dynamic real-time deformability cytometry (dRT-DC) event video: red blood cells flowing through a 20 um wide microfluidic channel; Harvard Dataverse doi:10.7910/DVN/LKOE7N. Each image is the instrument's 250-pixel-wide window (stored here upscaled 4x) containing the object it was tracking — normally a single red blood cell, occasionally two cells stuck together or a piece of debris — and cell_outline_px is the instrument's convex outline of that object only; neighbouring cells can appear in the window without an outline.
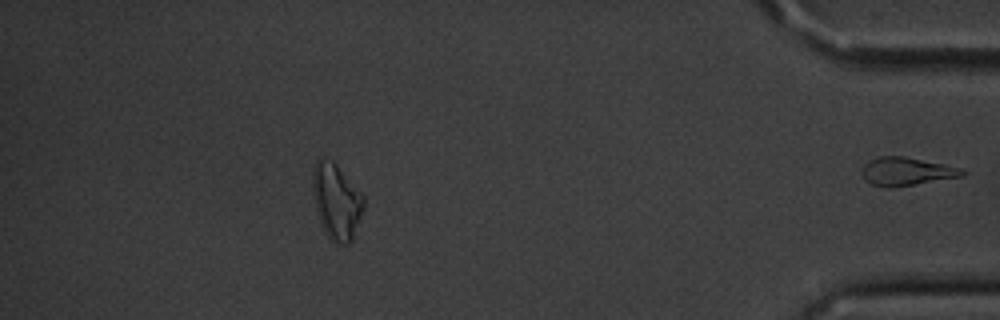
{"species": "common noctule bat (a hibernating species)", "species_latin": "Nyctalus noctula", "temperature_condition": "cold", "stored_images_in_passage": 50, "segment_of_instrument_passage": [2, 2], "camera_frame_rate_fps": 3000, "um_per_image_px": 0.085, "animal": {"sex": "male", "body_mass_g": 20.1, "forearm_length_mm": 53.5}, "frame": {"image": 1, "passage_image": 50, "time_ms": 16.333, "image_size_px": [1000, 320], "cell_outline_px": [[968, 172], [964, 176], [912, 184], [872, 184], [864, 180], [864, 164], [868, 160], [880, 156], [904, 156], [964, 168]], "centroid_in_image_um": [77.15, 14.51], "position_along_channel_um": 358.0, "area_um2": 15.78}}